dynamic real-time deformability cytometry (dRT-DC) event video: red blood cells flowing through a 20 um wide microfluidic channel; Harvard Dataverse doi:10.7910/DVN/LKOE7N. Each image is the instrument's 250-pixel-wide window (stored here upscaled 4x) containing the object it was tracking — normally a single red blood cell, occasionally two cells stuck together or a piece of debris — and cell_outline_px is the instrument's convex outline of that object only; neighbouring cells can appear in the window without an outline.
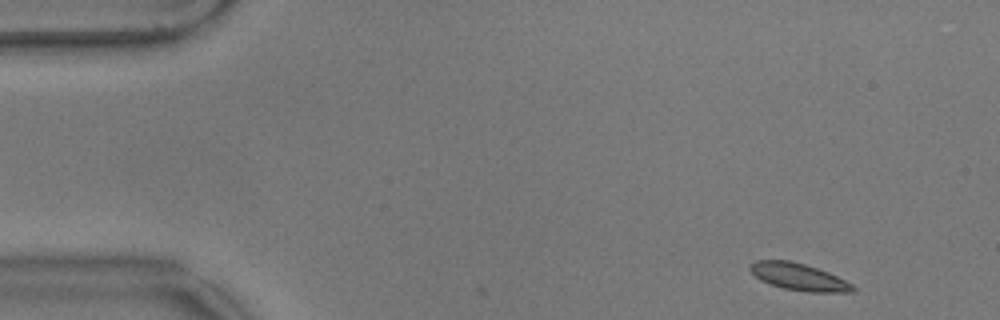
{"species": "common noctule bat (a hibernating species)", "species_latin": "Nyctalus noctula", "temperature_condition": "warm", "stored_images_in_passage": 12, "camera_frame_rate_fps": 3000, "um_per_image_px": 0.085, "animal": {"sex": "male", "body_mass_g": 17.9}, "frame": {"image": 1, "passage_image": 2, "time_ms": 0.333, "image_size_px": [1000, 320], "cell_outline_px": [[856, 288], [852, 292], [808, 292], [784, 288], [760, 280], [748, 268], [756, 260], [792, 260], [828, 272], [852, 284]], "centroid_in_image_um": [67.9, 23.53], "position_along_channel_um": 17.1, "area_um2": 15.95}}